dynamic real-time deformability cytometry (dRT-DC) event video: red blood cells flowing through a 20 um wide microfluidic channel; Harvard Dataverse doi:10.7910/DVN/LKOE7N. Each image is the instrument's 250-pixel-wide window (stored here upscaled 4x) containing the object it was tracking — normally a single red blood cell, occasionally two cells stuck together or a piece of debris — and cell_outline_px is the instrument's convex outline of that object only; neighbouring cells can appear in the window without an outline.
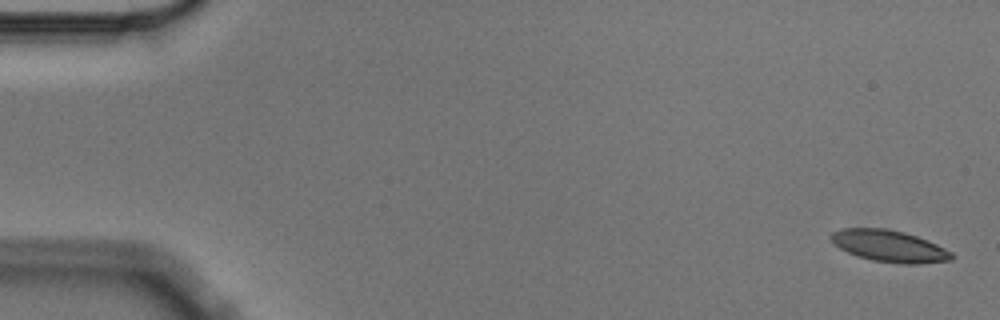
{"species": "Egyptian fruit bat (a non-hibernating species)", "species_latin": "Rousettus aegyptiacus", "temperature_condition": "cold", "stored_images_in_passage": 5, "camera_frame_rate_fps": 3000, "um_per_image_px": 0.085, "animal": {"sex": "male"}, "frame": {"image": 1, "passage_image": 1, "time_ms": 0.0, "image_size_px": [1000, 320], "cell_outline_px": [[956, 256], [952, 260], [920, 264], [900, 264], [872, 260], [856, 256], [832, 244], [828, 236], [832, 232], [840, 228], [884, 228], [904, 232], [928, 240], [952, 252]], "centroid_in_image_um": [75.57, 20.92], "position_along_channel_um": 9.4, "area_um2": 22.6}}
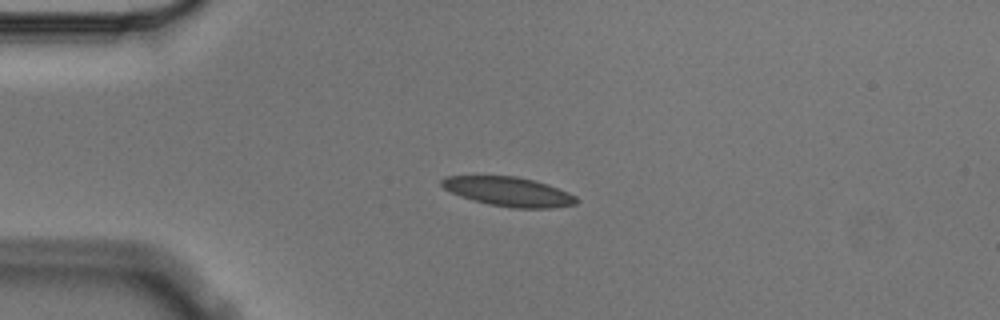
{"frame": {"image": 2, "passage_image": 4, "time_ms": 1.0, "image_size_px": [1000, 320], "cell_outline_px": [[580, 200], [576, 204], [552, 208], [512, 208], [488, 204], [472, 200], [460, 196], [444, 188], [440, 184], [440, 180], [444, 176], [516, 176], [548, 184], [568, 192], [576, 196]], "centroid_in_image_um": [43.24, 16.29], "position_along_channel_um": 41.8, "area_um2": 23.06}}